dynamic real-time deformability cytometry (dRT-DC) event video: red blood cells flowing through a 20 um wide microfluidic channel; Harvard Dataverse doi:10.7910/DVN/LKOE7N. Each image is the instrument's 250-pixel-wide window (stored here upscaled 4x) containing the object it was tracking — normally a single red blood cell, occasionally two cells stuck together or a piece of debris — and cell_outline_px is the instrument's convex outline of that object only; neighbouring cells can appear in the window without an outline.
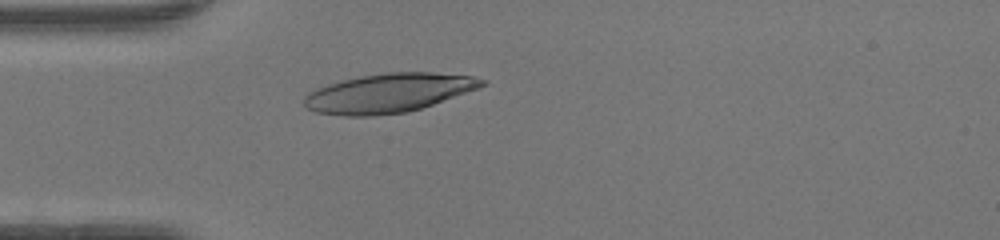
{"species": "human", "species_latin": "Homo sapiens", "temperature_condition": "warm", "stored_images_in_passage": 45, "camera_frame_rate_fps": 3000, "um_per_image_px": 0.085, "donor": {"sex": "female"}, "frame": {"image": 1, "passage_image": 11, "time_ms": 3.333, "image_size_px": [1000, 240], "cell_outline_px": [[488, 84], [480, 88], [420, 108], [404, 112], [372, 116], [344, 116], [316, 112], [304, 108], [304, 96], [308, 92], [316, 88], [328, 84], [360, 76], [388, 72], [432, 72], [472, 76], [488, 80]], "centroid_in_image_um": [33.02, 7.9], "position_along_channel_um": 52.0, "area_um2": 40.46}}
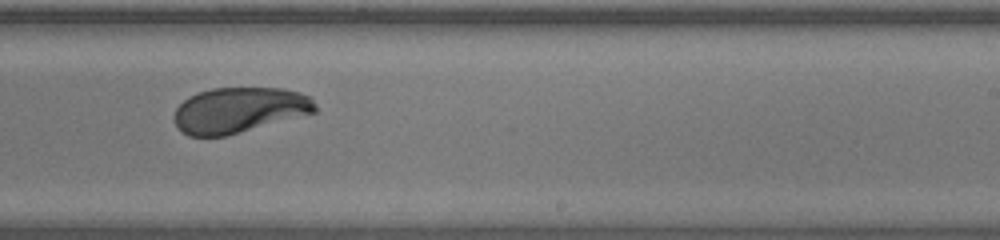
{"frame": {"image": 2, "passage_image": 27, "time_ms": 8.667, "image_size_px": [1000, 240], "cell_outline_px": [[316, 112], [224, 136], [188, 136], [176, 124], [176, 108], [188, 96], [212, 88], [280, 88], [300, 92], [308, 96], [316, 104]], "centroid_in_image_um": [20.34, 9.34], "position_along_channel_um": 268.7, "area_um2": 36.82}}
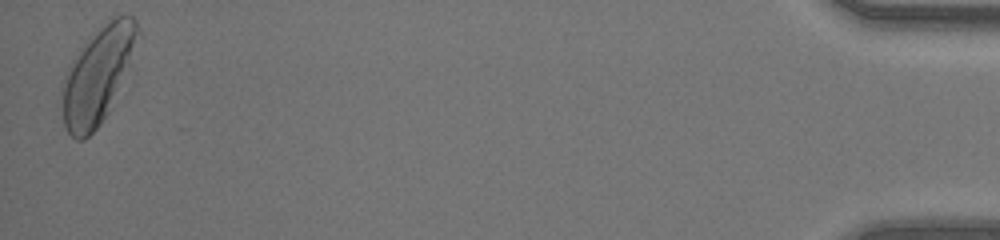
{"frame": {"image": 3, "passage_image": 45, "time_ms": 14.667, "image_size_px": [1000, 240], "cell_outline_px": [[140, 32], [128, 64], [108, 112], [100, 124], [84, 140], [76, 140], [68, 132], [64, 124], [60, 88], [68, 68], [88, 36], [108, 20], [116, 16], [132, 16], [136, 20], [140, 28]], "centroid_in_image_um": [8.26, 6.38], "position_along_channel_um": 426.9, "area_um2": 41.5}, "authors_computed_cell_mechanics": {"area_um2": 39.1306, "velocity_mm_per_s": 4.2479, "shape_relaxation_time_tau1_ms": 3.7745, "shape_relaxation_time_tau2_ms": 1.0209, "deformation_change_tau1": 0.1873, "deformation_change_tau2": 0.0582}}